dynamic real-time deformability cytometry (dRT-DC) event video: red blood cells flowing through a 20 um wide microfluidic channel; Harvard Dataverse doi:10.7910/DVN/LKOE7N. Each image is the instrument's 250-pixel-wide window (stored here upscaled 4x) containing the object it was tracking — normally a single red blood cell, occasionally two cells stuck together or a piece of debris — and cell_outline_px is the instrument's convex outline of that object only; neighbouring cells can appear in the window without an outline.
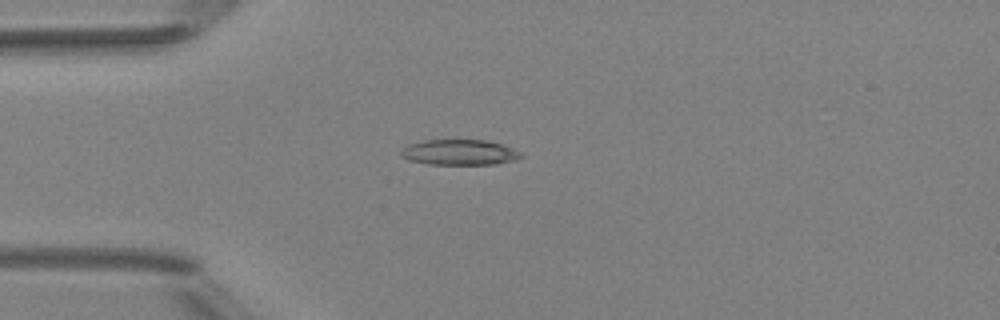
{"species": "Egyptian fruit bat (a non-hibernating species)", "species_latin": "Rousettus aegyptiacus", "temperature_condition": "room temperature", "stored_images_in_passage": 2, "camera_frame_rate_fps": 3000, "um_per_image_px": 0.085, "animal": {"sex": "female"}, "frame": {"image": 1, "passage_image": 2, "time_ms": 1.333, "image_size_px": [1000, 320], "cell_outline_px": [[524, 156], [512, 160], [496, 164], [428, 164], [408, 160], [400, 156], [400, 152], [408, 144], [424, 140], [488, 140], [512, 148], [520, 152]], "centroid_in_image_um": [39.02, 12.95], "position_along_channel_um": 46.0, "area_um2": 17.74}}